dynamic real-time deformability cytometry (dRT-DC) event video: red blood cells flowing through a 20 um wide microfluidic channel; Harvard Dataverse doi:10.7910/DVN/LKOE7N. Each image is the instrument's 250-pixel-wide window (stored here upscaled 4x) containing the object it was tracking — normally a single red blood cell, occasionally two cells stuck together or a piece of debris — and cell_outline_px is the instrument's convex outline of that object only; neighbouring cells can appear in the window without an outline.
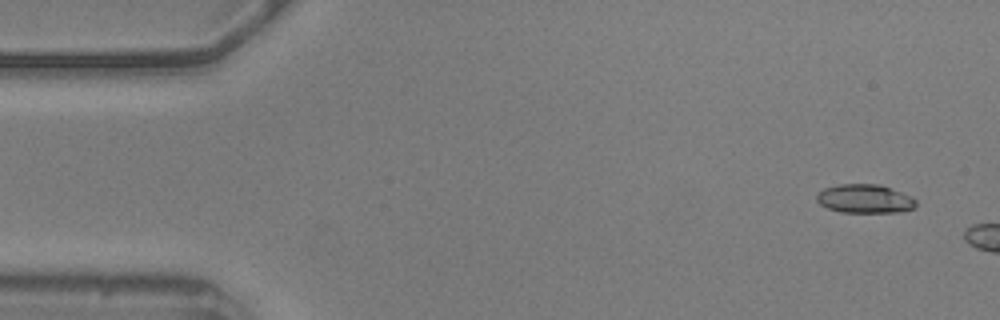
{"species": "common noctule bat (a hibernating species)", "species_latin": "Nyctalus noctula", "temperature_condition": "warm", "stored_images_in_passage": 7, "camera_frame_rate_fps": 3000, "um_per_image_px": 0.085, "animal": {"sex": "male", "body_mass_g": 20.5, "forearm_length_mm": 52.5}, "frame": {"image": 1, "passage_image": 3, "time_ms": 0.667, "image_size_px": [1000, 320], "cell_outline_px": [[916, 204], [912, 208], [900, 212], [840, 212], [828, 208], [820, 204], [816, 200], [816, 192], [824, 188], [840, 184], [880, 184], [912, 196], [916, 200]], "centroid_in_image_um": [73.48, 16.88], "position_along_channel_um": 11.5, "area_um2": 16.7}}